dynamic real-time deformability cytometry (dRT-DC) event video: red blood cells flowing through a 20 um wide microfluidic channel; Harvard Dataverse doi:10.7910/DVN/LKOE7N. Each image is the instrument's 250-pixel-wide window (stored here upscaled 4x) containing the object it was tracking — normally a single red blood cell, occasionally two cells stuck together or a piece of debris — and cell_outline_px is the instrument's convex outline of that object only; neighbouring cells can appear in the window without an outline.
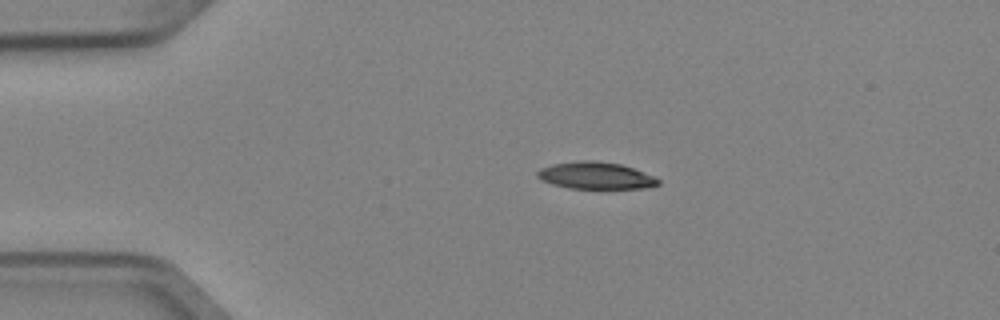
{"species": "Egyptian fruit bat (a non-hibernating species)", "species_latin": "Rousettus aegyptiacus", "temperature_condition": "cold", "stored_images_in_passage": 4, "camera_frame_rate_fps": 3000, "um_per_image_px": 0.085, "animal": {"sex": "female"}, "frame": {"image": 1, "passage_image": 3, "time_ms": 0.667, "image_size_px": [1000, 320], "cell_outline_px": [[660, 184], [652, 188], [568, 188], [552, 184], [540, 180], [536, 176], [536, 172], [540, 168], [552, 164], [580, 160], [596, 160], [620, 164], [656, 176], [660, 180]], "centroid_in_image_um": [50.64, 14.92], "position_along_channel_um": 34.4, "area_um2": 19.25}}